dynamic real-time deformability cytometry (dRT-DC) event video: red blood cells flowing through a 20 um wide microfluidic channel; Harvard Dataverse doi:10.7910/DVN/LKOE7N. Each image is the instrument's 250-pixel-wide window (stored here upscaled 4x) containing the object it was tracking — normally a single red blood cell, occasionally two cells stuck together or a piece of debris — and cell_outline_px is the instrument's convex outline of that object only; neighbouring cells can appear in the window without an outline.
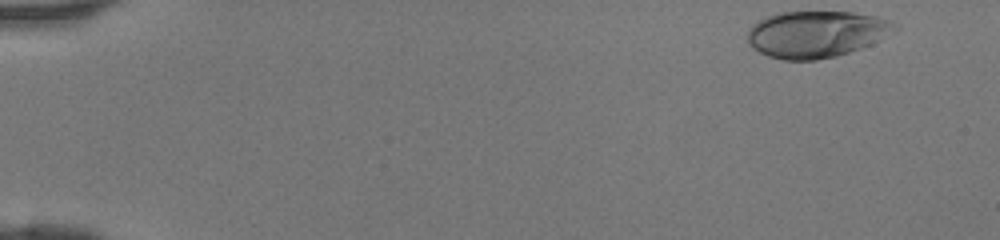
{"species": "human", "species_latin": "Homo sapiens", "temperature_condition": "room temperature", "stored_images_in_passage": 43, "camera_frame_rate_fps": 3000, "um_per_image_px": 0.085, "donor": {"sex": "female"}, "frame": {"image": 1, "passage_image": 1, "time_ms": 0.0, "image_size_px": [1000, 240], "cell_outline_px": [[900, 28], [872, 44], [836, 56], [816, 60], [784, 60], [768, 56], [752, 48], [748, 44], [748, 28], [752, 24], [768, 16], [780, 12], [852, 12], [876, 16], [900, 24]], "centroid_in_image_um": [69.4, 2.9], "position_along_channel_um": 15.6, "area_um2": 40.17}}
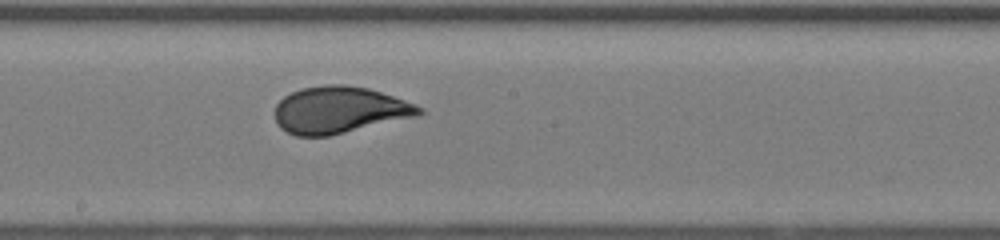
{"frame": {"image": 2, "passage_image": 24, "time_ms": 7.667, "image_size_px": [1000, 240], "cell_outline_px": [[424, 112], [420, 116], [328, 136], [296, 136], [280, 128], [276, 120], [276, 104], [284, 96], [292, 92], [304, 88], [328, 84], [344, 84], [368, 88], [416, 104], [424, 108]], "centroid_in_image_um": [28.89, 9.35], "position_along_channel_um": 219.3, "area_um2": 39.36}}
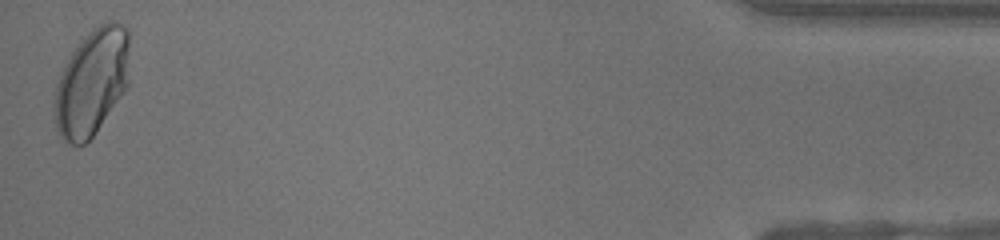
{"frame": {"image": 3, "passage_image": 43, "time_ms": 14.0, "image_size_px": [1000, 240], "cell_outline_px": [[128, 84], [96, 132], [84, 144], [72, 144], [60, 136], [56, 128], [52, 104], [52, 100], [56, 84], [72, 52], [88, 32], [100, 24], [108, 20], [112, 20], [124, 24], [128, 28]], "centroid_in_image_um": [7.78, 6.98], "position_along_channel_um": 427.4, "area_um2": 46.41}}